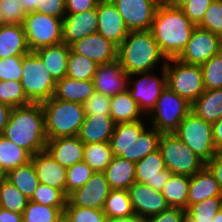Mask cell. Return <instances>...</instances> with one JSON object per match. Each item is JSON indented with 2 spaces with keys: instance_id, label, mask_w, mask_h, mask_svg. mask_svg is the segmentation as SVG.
Here are the masks:
<instances>
[{
  "instance_id": "cell-40",
  "label": "cell",
  "mask_w": 222,
  "mask_h": 222,
  "mask_svg": "<svg viewBox=\"0 0 222 222\" xmlns=\"http://www.w3.org/2000/svg\"><path fill=\"white\" fill-rule=\"evenodd\" d=\"M97 67L98 64L93 60L70 50L66 76L80 81H92L97 71Z\"/></svg>"
},
{
  "instance_id": "cell-3",
  "label": "cell",
  "mask_w": 222,
  "mask_h": 222,
  "mask_svg": "<svg viewBox=\"0 0 222 222\" xmlns=\"http://www.w3.org/2000/svg\"><path fill=\"white\" fill-rule=\"evenodd\" d=\"M161 58L168 60L150 30L130 31L118 46V60L128 75L152 71Z\"/></svg>"
},
{
  "instance_id": "cell-15",
  "label": "cell",
  "mask_w": 222,
  "mask_h": 222,
  "mask_svg": "<svg viewBox=\"0 0 222 222\" xmlns=\"http://www.w3.org/2000/svg\"><path fill=\"white\" fill-rule=\"evenodd\" d=\"M77 54L93 60L98 65L111 63L118 59V46L98 32L81 38L70 45Z\"/></svg>"
},
{
  "instance_id": "cell-20",
  "label": "cell",
  "mask_w": 222,
  "mask_h": 222,
  "mask_svg": "<svg viewBox=\"0 0 222 222\" xmlns=\"http://www.w3.org/2000/svg\"><path fill=\"white\" fill-rule=\"evenodd\" d=\"M62 20L63 43L70 46L75 41L97 32V7L81 13L66 14Z\"/></svg>"
},
{
  "instance_id": "cell-42",
  "label": "cell",
  "mask_w": 222,
  "mask_h": 222,
  "mask_svg": "<svg viewBox=\"0 0 222 222\" xmlns=\"http://www.w3.org/2000/svg\"><path fill=\"white\" fill-rule=\"evenodd\" d=\"M205 90L222 88V47L207 62L200 65Z\"/></svg>"
},
{
  "instance_id": "cell-61",
  "label": "cell",
  "mask_w": 222,
  "mask_h": 222,
  "mask_svg": "<svg viewBox=\"0 0 222 222\" xmlns=\"http://www.w3.org/2000/svg\"><path fill=\"white\" fill-rule=\"evenodd\" d=\"M189 1L191 0H165L163 3L175 8H182Z\"/></svg>"
},
{
  "instance_id": "cell-22",
  "label": "cell",
  "mask_w": 222,
  "mask_h": 222,
  "mask_svg": "<svg viewBox=\"0 0 222 222\" xmlns=\"http://www.w3.org/2000/svg\"><path fill=\"white\" fill-rule=\"evenodd\" d=\"M45 150L66 168L84 159V144L77 136L47 140Z\"/></svg>"
},
{
  "instance_id": "cell-11",
  "label": "cell",
  "mask_w": 222,
  "mask_h": 222,
  "mask_svg": "<svg viewBox=\"0 0 222 222\" xmlns=\"http://www.w3.org/2000/svg\"><path fill=\"white\" fill-rule=\"evenodd\" d=\"M167 61L163 62L162 77L158 78L157 75L152 74V71L132 74L128 77V82L132 85L127 87L131 98L139 105L140 109L147 116L150 111L155 107L156 101L161 95L162 90L167 86L166 72L164 65ZM141 76L138 80L133 82V76ZM132 81V82H131ZM132 87V88H129Z\"/></svg>"
},
{
  "instance_id": "cell-7",
  "label": "cell",
  "mask_w": 222,
  "mask_h": 222,
  "mask_svg": "<svg viewBox=\"0 0 222 222\" xmlns=\"http://www.w3.org/2000/svg\"><path fill=\"white\" fill-rule=\"evenodd\" d=\"M164 68L167 86L190 104H193L204 93L200 65L187 64L177 58H170Z\"/></svg>"
},
{
  "instance_id": "cell-56",
  "label": "cell",
  "mask_w": 222,
  "mask_h": 222,
  "mask_svg": "<svg viewBox=\"0 0 222 222\" xmlns=\"http://www.w3.org/2000/svg\"><path fill=\"white\" fill-rule=\"evenodd\" d=\"M215 150L222 152V118L212 124Z\"/></svg>"
},
{
  "instance_id": "cell-49",
  "label": "cell",
  "mask_w": 222,
  "mask_h": 222,
  "mask_svg": "<svg viewBox=\"0 0 222 222\" xmlns=\"http://www.w3.org/2000/svg\"><path fill=\"white\" fill-rule=\"evenodd\" d=\"M0 11L5 24H23L27 13L19 0H0Z\"/></svg>"
},
{
  "instance_id": "cell-41",
  "label": "cell",
  "mask_w": 222,
  "mask_h": 222,
  "mask_svg": "<svg viewBox=\"0 0 222 222\" xmlns=\"http://www.w3.org/2000/svg\"><path fill=\"white\" fill-rule=\"evenodd\" d=\"M63 213L60 208L38 204L29 200L22 216L23 222H57Z\"/></svg>"
},
{
  "instance_id": "cell-5",
  "label": "cell",
  "mask_w": 222,
  "mask_h": 222,
  "mask_svg": "<svg viewBox=\"0 0 222 222\" xmlns=\"http://www.w3.org/2000/svg\"><path fill=\"white\" fill-rule=\"evenodd\" d=\"M56 83L34 51L23 55L21 84L31 103H42L51 99L55 94Z\"/></svg>"
},
{
  "instance_id": "cell-65",
  "label": "cell",
  "mask_w": 222,
  "mask_h": 222,
  "mask_svg": "<svg viewBox=\"0 0 222 222\" xmlns=\"http://www.w3.org/2000/svg\"><path fill=\"white\" fill-rule=\"evenodd\" d=\"M4 25V16L3 13L0 11V26Z\"/></svg>"
},
{
  "instance_id": "cell-4",
  "label": "cell",
  "mask_w": 222,
  "mask_h": 222,
  "mask_svg": "<svg viewBox=\"0 0 222 222\" xmlns=\"http://www.w3.org/2000/svg\"><path fill=\"white\" fill-rule=\"evenodd\" d=\"M47 139L78 136L85 119L83 104L56 99L41 103Z\"/></svg>"
},
{
  "instance_id": "cell-29",
  "label": "cell",
  "mask_w": 222,
  "mask_h": 222,
  "mask_svg": "<svg viewBox=\"0 0 222 222\" xmlns=\"http://www.w3.org/2000/svg\"><path fill=\"white\" fill-rule=\"evenodd\" d=\"M104 174L111 189L128 190L136 182L135 162L114 156Z\"/></svg>"
},
{
  "instance_id": "cell-25",
  "label": "cell",
  "mask_w": 222,
  "mask_h": 222,
  "mask_svg": "<svg viewBox=\"0 0 222 222\" xmlns=\"http://www.w3.org/2000/svg\"><path fill=\"white\" fill-rule=\"evenodd\" d=\"M144 121L117 123L109 144L115 157H122L130 160V146L140 136L145 129Z\"/></svg>"
},
{
  "instance_id": "cell-43",
  "label": "cell",
  "mask_w": 222,
  "mask_h": 222,
  "mask_svg": "<svg viewBox=\"0 0 222 222\" xmlns=\"http://www.w3.org/2000/svg\"><path fill=\"white\" fill-rule=\"evenodd\" d=\"M0 102L11 108L31 104L27 99L21 81H0Z\"/></svg>"
},
{
  "instance_id": "cell-63",
  "label": "cell",
  "mask_w": 222,
  "mask_h": 222,
  "mask_svg": "<svg viewBox=\"0 0 222 222\" xmlns=\"http://www.w3.org/2000/svg\"><path fill=\"white\" fill-rule=\"evenodd\" d=\"M57 222H71L69 218L63 213Z\"/></svg>"
},
{
  "instance_id": "cell-8",
  "label": "cell",
  "mask_w": 222,
  "mask_h": 222,
  "mask_svg": "<svg viewBox=\"0 0 222 222\" xmlns=\"http://www.w3.org/2000/svg\"><path fill=\"white\" fill-rule=\"evenodd\" d=\"M193 153L206 164L215 156L212 124L192 111L173 132Z\"/></svg>"
},
{
  "instance_id": "cell-58",
  "label": "cell",
  "mask_w": 222,
  "mask_h": 222,
  "mask_svg": "<svg viewBox=\"0 0 222 222\" xmlns=\"http://www.w3.org/2000/svg\"><path fill=\"white\" fill-rule=\"evenodd\" d=\"M12 108L6 104L0 102V135H2L4 128L6 127Z\"/></svg>"
},
{
  "instance_id": "cell-18",
  "label": "cell",
  "mask_w": 222,
  "mask_h": 222,
  "mask_svg": "<svg viewBox=\"0 0 222 222\" xmlns=\"http://www.w3.org/2000/svg\"><path fill=\"white\" fill-rule=\"evenodd\" d=\"M136 182L161 191L172 174L166 169L160 150H156L135 163Z\"/></svg>"
},
{
  "instance_id": "cell-16",
  "label": "cell",
  "mask_w": 222,
  "mask_h": 222,
  "mask_svg": "<svg viewBox=\"0 0 222 222\" xmlns=\"http://www.w3.org/2000/svg\"><path fill=\"white\" fill-rule=\"evenodd\" d=\"M127 191L134 214L138 217L158 215L169 207L161 191H156L147 184L134 182Z\"/></svg>"
},
{
  "instance_id": "cell-33",
  "label": "cell",
  "mask_w": 222,
  "mask_h": 222,
  "mask_svg": "<svg viewBox=\"0 0 222 222\" xmlns=\"http://www.w3.org/2000/svg\"><path fill=\"white\" fill-rule=\"evenodd\" d=\"M31 157L27 150L0 135V165L6 174L12 169L29 163Z\"/></svg>"
},
{
  "instance_id": "cell-53",
  "label": "cell",
  "mask_w": 222,
  "mask_h": 222,
  "mask_svg": "<svg viewBox=\"0 0 222 222\" xmlns=\"http://www.w3.org/2000/svg\"><path fill=\"white\" fill-rule=\"evenodd\" d=\"M147 222H186V209L169 206L158 215L148 217Z\"/></svg>"
},
{
  "instance_id": "cell-32",
  "label": "cell",
  "mask_w": 222,
  "mask_h": 222,
  "mask_svg": "<svg viewBox=\"0 0 222 222\" xmlns=\"http://www.w3.org/2000/svg\"><path fill=\"white\" fill-rule=\"evenodd\" d=\"M190 176L171 174L168 182L161 190L167 204L172 207H181L187 210V196Z\"/></svg>"
},
{
  "instance_id": "cell-36",
  "label": "cell",
  "mask_w": 222,
  "mask_h": 222,
  "mask_svg": "<svg viewBox=\"0 0 222 222\" xmlns=\"http://www.w3.org/2000/svg\"><path fill=\"white\" fill-rule=\"evenodd\" d=\"M113 151L109 142L84 145V159L94 172H104L113 160Z\"/></svg>"
},
{
  "instance_id": "cell-34",
  "label": "cell",
  "mask_w": 222,
  "mask_h": 222,
  "mask_svg": "<svg viewBox=\"0 0 222 222\" xmlns=\"http://www.w3.org/2000/svg\"><path fill=\"white\" fill-rule=\"evenodd\" d=\"M6 179L29 199H31L40 183L31 161L23 166L12 169L6 174Z\"/></svg>"
},
{
  "instance_id": "cell-54",
  "label": "cell",
  "mask_w": 222,
  "mask_h": 222,
  "mask_svg": "<svg viewBox=\"0 0 222 222\" xmlns=\"http://www.w3.org/2000/svg\"><path fill=\"white\" fill-rule=\"evenodd\" d=\"M100 0H66V14H76L97 7Z\"/></svg>"
},
{
  "instance_id": "cell-44",
  "label": "cell",
  "mask_w": 222,
  "mask_h": 222,
  "mask_svg": "<svg viewBox=\"0 0 222 222\" xmlns=\"http://www.w3.org/2000/svg\"><path fill=\"white\" fill-rule=\"evenodd\" d=\"M30 201L46 206L57 207L64 212L67 204V196L59 189L39 183Z\"/></svg>"
},
{
  "instance_id": "cell-6",
  "label": "cell",
  "mask_w": 222,
  "mask_h": 222,
  "mask_svg": "<svg viewBox=\"0 0 222 222\" xmlns=\"http://www.w3.org/2000/svg\"><path fill=\"white\" fill-rule=\"evenodd\" d=\"M191 111L192 104L166 86L147 117L158 132L173 133Z\"/></svg>"
},
{
  "instance_id": "cell-10",
  "label": "cell",
  "mask_w": 222,
  "mask_h": 222,
  "mask_svg": "<svg viewBox=\"0 0 222 222\" xmlns=\"http://www.w3.org/2000/svg\"><path fill=\"white\" fill-rule=\"evenodd\" d=\"M30 51L63 43V20L43 13H27L23 22Z\"/></svg>"
},
{
  "instance_id": "cell-64",
  "label": "cell",
  "mask_w": 222,
  "mask_h": 222,
  "mask_svg": "<svg viewBox=\"0 0 222 222\" xmlns=\"http://www.w3.org/2000/svg\"><path fill=\"white\" fill-rule=\"evenodd\" d=\"M4 178H6V173L4 172V170L0 165V181L3 180Z\"/></svg>"
},
{
  "instance_id": "cell-37",
  "label": "cell",
  "mask_w": 222,
  "mask_h": 222,
  "mask_svg": "<svg viewBox=\"0 0 222 222\" xmlns=\"http://www.w3.org/2000/svg\"><path fill=\"white\" fill-rule=\"evenodd\" d=\"M222 209V196L207 198L186 210V222H212Z\"/></svg>"
},
{
  "instance_id": "cell-45",
  "label": "cell",
  "mask_w": 222,
  "mask_h": 222,
  "mask_svg": "<svg viewBox=\"0 0 222 222\" xmlns=\"http://www.w3.org/2000/svg\"><path fill=\"white\" fill-rule=\"evenodd\" d=\"M94 171L84 161L66 168V196L81 188L92 176Z\"/></svg>"
},
{
  "instance_id": "cell-55",
  "label": "cell",
  "mask_w": 222,
  "mask_h": 222,
  "mask_svg": "<svg viewBox=\"0 0 222 222\" xmlns=\"http://www.w3.org/2000/svg\"><path fill=\"white\" fill-rule=\"evenodd\" d=\"M206 166L214 174L222 190V152H217Z\"/></svg>"
},
{
  "instance_id": "cell-39",
  "label": "cell",
  "mask_w": 222,
  "mask_h": 222,
  "mask_svg": "<svg viewBox=\"0 0 222 222\" xmlns=\"http://www.w3.org/2000/svg\"><path fill=\"white\" fill-rule=\"evenodd\" d=\"M29 200L6 178L0 181V207L23 214Z\"/></svg>"
},
{
  "instance_id": "cell-24",
  "label": "cell",
  "mask_w": 222,
  "mask_h": 222,
  "mask_svg": "<svg viewBox=\"0 0 222 222\" xmlns=\"http://www.w3.org/2000/svg\"><path fill=\"white\" fill-rule=\"evenodd\" d=\"M115 125L116 123L111 116H85L77 137L84 145L109 142L114 133Z\"/></svg>"
},
{
  "instance_id": "cell-14",
  "label": "cell",
  "mask_w": 222,
  "mask_h": 222,
  "mask_svg": "<svg viewBox=\"0 0 222 222\" xmlns=\"http://www.w3.org/2000/svg\"><path fill=\"white\" fill-rule=\"evenodd\" d=\"M110 191L104 172H94L81 188L68 195L66 206L103 209Z\"/></svg>"
},
{
  "instance_id": "cell-46",
  "label": "cell",
  "mask_w": 222,
  "mask_h": 222,
  "mask_svg": "<svg viewBox=\"0 0 222 222\" xmlns=\"http://www.w3.org/2000/svg\"><path fill=\"white\" fill-rule=\"evenodd\" d=\"M197 27L222 38V0H214L211 3Z\"/></svg>"
},
{
  "instance_id": "cell-60",
  "label": "cell",
  "mask_w": 222,
  "mask_h": 222,
  "mask_svg": "<svg viewBox=\"0 0 222 222\" xmlns=\"http://www.w3.org/2000/svg\"><path fill=\"white\" fill-rule=\"evenodd\" d=\"M26 13L37 12L38 0H19Z\"/></svg>"
},
{
  "instance_id": "cell-62",
  "label": "cell",
  "mask_w": 222,
  "mask_h": 222,
  "mask_svg": "<svg viewBox=\"0 0 222 222\" xmlns=\"http://www.w3.org/2000/svg\"><path fill=\"white\" fill-rule=\"evenodd\" d=\"M212 222H222V209L216 214Z\"/></svg>"
},
{
  "instance_id": "cell-59",
  "label": "cell",
  "mask_w": 222,
  "mask_h": 222,
  "mask_svg": "<svg viewBox=\"0 0 222 222\" xmlns=\"http://www.w3.org/2000/svg\"><path fill=\"white\" fill-rule=\"evenodd\" d=\"M105 222H147V218L138 217L134 215V216H127L116 219L107 218Z\"/></svg>"
},
{
  "instance_id": "cell-28",
  "label": "cell",
  "mask_w": 222,
  "mask_h": 222,
  "mask_svg": "<svg viewBox=\"0 0 222 222\" xmlns=\"http://www.w3.org/2000/svg\"><path fill=\"white\" fill-rule=\"evenodd\" d=\"M95 92L93 81H80L65 76L57 81L54 97L63 101L83 104Z\"/></svg>"
},
{
  "instance_id": "cell-35",
  "label": "cell",
  "mask_w": 222,
  "mask_h": 222,
  "mask_svg": "<svg viewBox=\"0 0 222 222\" xmlns=\"http://www.w3.org/2000/svg\"><path fill=\"white\" fill-rule=\"evenodd\" d=\"M102 210L112 219L135 215L127 190L111 189Z\"/></svg>"
},
{
  "instance_id": "cell-26",
  "label": "cell",
  "mask_w": 222,
  "mask_h": 222,
  "mask_svg": "<svg viewBox=\"0 0 222 222\" xmlns=\"http://www.w3.org/2000/svg\"><path fill=\"white\" fill-rule=\"evenodd\" d=\"M23 24L0 26V59L29 53Z\"/></svg>"
},
{
  "instance_id": "cell-19",
  "label": "cell",
  "mask_w": 222,
  "mask_h": 222,
  "mask_svg": "<svg viewBox=\"0 0 222 222\" xmlns=\"http://www.w3.org/2000/svg\"><path fill=\"white\" fill-rule=\"evenodd\" d=\"M128 77L117 59L111 63L98 65L92 81L96 92L112 97L127 90Z\"/></svg>"
},
{
  "instance_id": "cell-31",
  "label": "cell",
  "mask_w": 222,
  "mask_h": 222,
  "mask_svg": "<svg viewBox=\"0 0 222 222\" xmlns=\"http://www.w3.org/2000/svg\"><path fill=\"white\" fill-rule=\"evenodd\" d=\"M192 112L211 124L222 118V88L205 90L192 104Z\"/></svg>"
},
{
  "instance_id": "cell-51",
  "label": "cell",
  "mask_w": 222,
  "mask_h": 222,
  "mask_svg": "<svg viewBox=\"0 0 222 222\" xmlns=\"http://www.w3.org/2000/svg\"><path fill=\"white\" fill-rule=\"evenodd\" d=\"M214 0H191L181 9L187 18L194 24L198 25L207 11V8Z\"/></svg>"
},
{
  "instance_id": "cell-48",
  "label": "cell",
  "mask_w": 222,
  "mask_h": 222,
  "mask_svg": "<svg viewBox=\"0 0 222 222\" xmlns=\"http://www.w3.org/2000/svg\"><path fill=\"white\" fill-rule=\"evenodd\" d=\"M110 101V96L95 92L83 103L85 115L110 116Z\"/></svg>"
},
{
  "instance_id": "cell-9",
  "label": "cell",
  "mask_w": 222,
  "mask_h": 222,
  "mask_svg": "<svg viewBox=\"0 0 222 222\" xmlns=\"http://www.w3.org/2000/svg\"><path fill=\"white\" fill-rule=\"evenodd\" d=\"M158 149L166 169L172 174L192 176L206 166V163L173 133H161Z\"/></svg>"
},
{
  "instance_id": "cell-50",
  "label": "cell",
  "mask_w": 222,
  "mask_h": 222,
  "mask_svg": "<svg viewBox=\"0 0 222 222\" xmlns=\"http://www.w3.org/2000/svg\"><path fill=\"white\" fill-rule=\"evenodd\" d=\"M23 56L0 59V81H21Z\"/></svg>"
},
{
  "instance_id": "cell-1",
  "label": "cell",
  "mask_w": 222,
  "mask_h": 222,
  "mask_svg": "<svg viewBox=\"0 0 222 222\" xmlns=\"http://www.w3.org/2000/svg\"><path fill=\"white\" fill-rule=\"evenodd\" d=\"M195 27L181 8L161 2L150 31L161 52L170 59L177 58L185 49Z\"/></svg>"
},
{
  "instance_id": "cell-12",
  "label": "cell",
  "mask_w": 222,
  "mask_h": 222,
  "mask_svg": "<svg viewBox=\"0 0 222 222\" xmlns=\"http://www.w3.org/2000/svg\"><path fill=\"white\" fill-rule=\"evenodd\" d=\"M222 47V38L214 33L195 27L178 60L193 65H202Z\"/></svg>"
},
{
  "instance_id": "cell-13",
  "label": "cell",
  "mask_w": 222,
  "mask_h": 222,
  "mask_svg": "<svg viewBox=\"0 0 222 222\" xmlns=\"http://www.w3.org/2000/svg\"><path fill=\"white\" fill-rule=\"evenodd\" d=\"M130 31L150 30L159 0H110Z\"/></svg>"
},
{
  "instance_id": "cell-52",
  "label": "cell",
  "mask_w": 222,
  "mask_h": 222,
  "mask_svg": "<svg viewBox=\"0 0 222 222\" xmlns=\"http://www.w3.org/2000/svg\"><path fill=\"white\" fill-rule=\"evenodd\" d=\"M37 12L63 19L66 15V0H38Z\"/></svg>"
},
{
  "instance_id": "cell-23",
  "label": "cell",
  "mask_w": 222,
  "mask_h": 222,
  "mask_svg": "<svg viewBox=\"0 0 222 222\" xmlns=\"http://www.w3.org/2000/svg\"><path fill=\"white\" fill-rule=\"evenodd\" d=\"M214 196H222V190L214 174L205 166L202 170L190 176L187 209L193 204Z\"/></svg>"
},
{
  "instance_id": "cell-17",
  "label": "cell",
  "mask_w": 222,
  "mask_h": 222,
  "mask_svg": "<svg viewBox=\"0 0 222 222\" xmlns=\"http://www.w3.org/2000/svg\"><path fill=\"white\" fill-rule=\"evenodd\" d=\"M97 17V32L119 46L129 30L116 6L110 0H100L97 4Z\"/></svg>"
},
{
  "instance_id": "cell-47",
  "label": "cell",
  "mask_w": 222,
  "mask_h": 222,
  "mask_svg": "<svg viewBox=\"0 0 222 222\" xmlns=\"http://www.w3.org/2000/svg\"><path fill=\"white\" fill-rule=\"evenodd\" d=\"M64 214L71 222H105L107 217L102 209L66 206Z\"/></svg>"
},
{
  "instance_id": "cell-21",
  "label": "cell",
  "mask_w": 222,
  "mask_h": 222,
  "mask_svg": "<svg viewBox=\"0 0 222 222\" xmlns=\"http://www.w3.org/2000/svg\"><path fill=\"white\" fill-rule=\"evenodd\" d=\"M31 162L40 183L59 189L66 195V167L55 161L46 150L33 155Z\"/></svg>"
},
{
  "instance_id": "cell-2",
  "label": "cell",
  "mask_w": 222,
  "mask_h": 222,
  "mask_svg": "<svg viewBox=\"0 0 222 222\" xmlns=\"http://www.w3.org/2000/svg\"><path fill=\"white\" fill-rule=\"evenodd\" d=\"M2 136L27 150L32 156L44 151L48 139L41 103L12 108Z\"/></svg>"
},
{
  "instance_id": "cell-38",
  "label": "cell",
  "mask_w": 222,
  "mask_h": 222,
  "mask_svg": "<svg viewBox=\"0 0 222 222\" xmlns=\"http://www.w3.org/2000/svg\"><path fill=\"white\" fill-rule=\"evenodd\" d=\"M161 133L153 126L145 128L138 139L130 146V161L138 162L148 154L158 150Z\"/></svg>"
},
{
  "instance_id": "cell-57",
  "label": "cell",
  "mask_w": 222,
  "mask_h": 222,
  "mask_svg": "<svg viewBox=\"0 0 222 222\" xmlns=\"http://www.w3.org/2000/svg\"><path fill=\"white\" fill-rule=\"evenodd\" d=\"M0 222H23V216L0 207Z\"/></svg>"
},
{
  "instance_id": "cell-27",
  "label": "cell",
  "mask_w": 222,
  "mask_h": 222,
  "mask_svg": "<svg viewBox=\"0 0 222 222\" xmlns=\"http://www.w3.org/2000/svg\"><path fill=\"white\" fill-rule=\"evenodd\" d=\"M70 50V46L61 43L54 46L41 47L34 52L40 57L49 74L57 82L67 75Z\"/></svg>"
},
{
  "instance_id": "cell-30",
  "label": "cell",
  "mask_w": 222,
  "mask_h": 222,
  "mask_svg": "<svg viewBox=\"0 0 222 222\" xmlns=\"http://www.w3.org/2000/svg\"><path fill=\"white\" fill-rule=\"evenodd\" d=\"M110 107V116L116 124L136 122L142 120L143 115L146 117L139 105L131 98L128 90L112 96Z\"/></svg>"
}]
</instances>
